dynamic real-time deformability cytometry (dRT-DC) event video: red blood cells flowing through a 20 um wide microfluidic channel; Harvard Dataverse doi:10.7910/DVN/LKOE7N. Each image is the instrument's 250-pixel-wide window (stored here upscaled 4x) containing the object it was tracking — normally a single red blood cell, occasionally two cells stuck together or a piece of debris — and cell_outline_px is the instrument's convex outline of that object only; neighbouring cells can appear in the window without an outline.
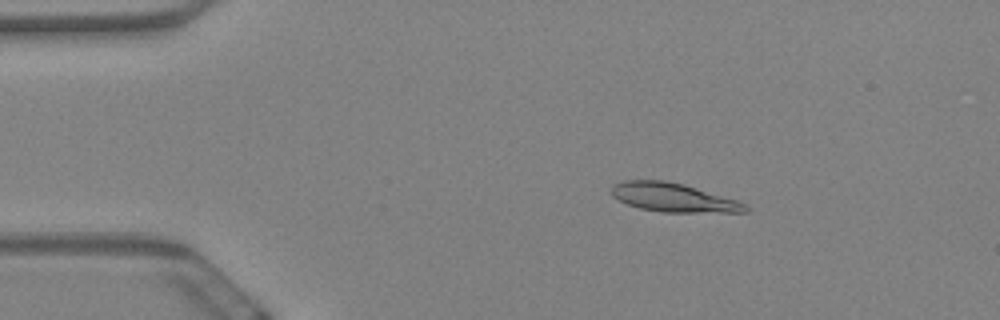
{"species": "Egyptian fruit bat (a non-hibernating species)", "species_latin": "Rousettus aegyptiacus", "temperature_condition": "warm", "stored_images_in_passage": 59, "camera_frame_rate_fps": 3000, "um_per_image_px": 0.085, "animal": {"sex": "female"}, "frame": {"image": 1, "passage_image": 10, "time_ms": 3.0, "image_size_px": [1000, 320], "cell_outline_px": [[748, 212], [664, 212], [640, 208], [628, 204], [612, 196], [612, 184], [624, 180], [664, 180], [684, 184], [736, 200], [744, 204], [748, 208]], "centroid_in_image_um": [57.2, 16.78], "position_along_channel_um": 27.8, "area_um2": 22.2}}
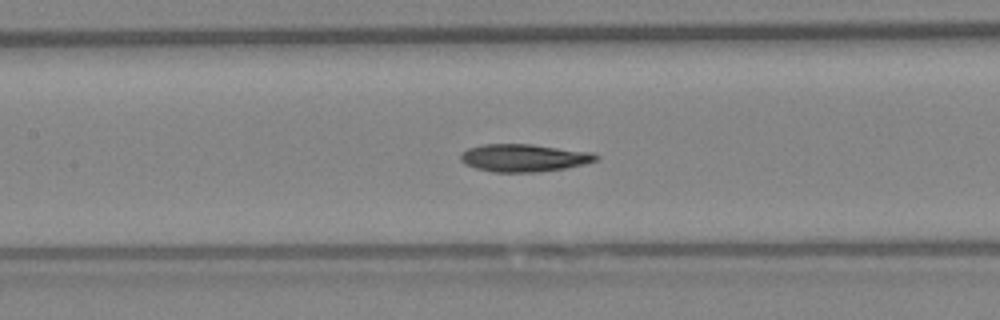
{"frame": {"image": 2, "passage_image": 27, "time_ms": 8.667, "image_size_px": [1000, 320], "cell_outline_px": [[600, 156], [596, 160], [584, 164], [564, 168], [536, 172], [492, 172], [476, 168], [464, 164], [460, 160], [460, 156], [468, 148], [484, 144], [532, 144], [592, 152]], "centroid_in_image_um": [44.53, 13.41], "position_along_channel_um": 162.9, "area_um2": 21.73}}
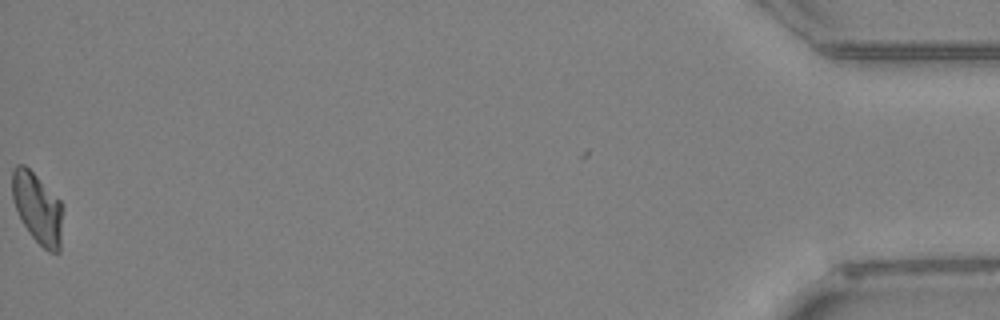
{"frame": {"image": 3, "passage_image": 59, "time_ms": 19.333, "image_size_px": [1000, 320], "cell_outline_px": [[64, 208], [60, 252], [48, 252], [28, 232], [12, 200], [12, 172], [16, 164], [24, 164], [60, 200]], "centroid_in_image_um": [3.22, 17.71], "position_along_channel_um": 432.0, "area_um2": 20.87}, "authors_computed_cell_mechanics": {"area_um2": 21.5594, "velocity_mm_per_s": 3.4676, "shape_relaxation_time_tau1_ms": null, "shape_relaxation_time_tau2_ms": 4.589, "deformation_change_tau1": null, "deformation_change_tau2": 0.0928}}